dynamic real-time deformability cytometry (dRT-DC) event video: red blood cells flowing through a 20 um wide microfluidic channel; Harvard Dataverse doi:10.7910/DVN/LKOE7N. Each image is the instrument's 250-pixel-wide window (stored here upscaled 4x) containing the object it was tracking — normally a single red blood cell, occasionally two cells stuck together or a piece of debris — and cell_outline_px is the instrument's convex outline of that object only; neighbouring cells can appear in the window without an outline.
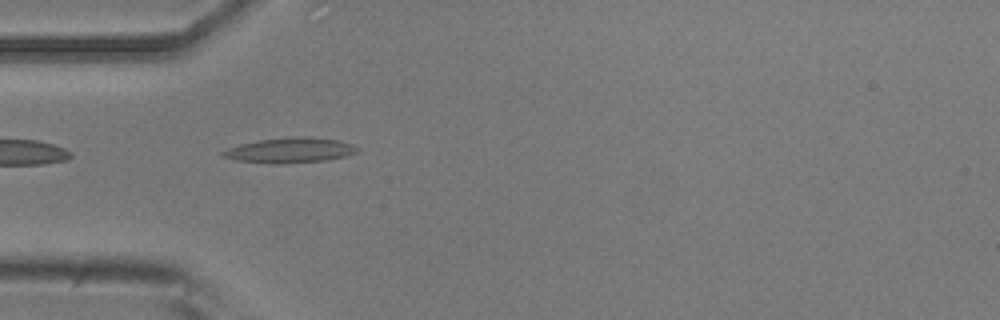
{"species": "common noctule bat (a hibernating species)", "species_latin": "Nyctalus noctula", "temperature_condition": "room temperature", "stored_images_in_passage": 14, "camera_frame_rate_fps": 3000, "um_per_image_px": 0.085, "animal": {"sex": "male", "body_mass_g": 20.5, "forearm_length_mm": 52.5}, "frame": {"image": 1, "passage_image": 4, "time_ms": 4.333, "image_size_px": [1000, 320], "cell_outline_px": [[360, 152], [348, 156], [324, 160], [272, 164], [236, 160], [220, 156], [220, 152], [228, 148], [240, 144], [260, 140], [292, 136], [308, 136], [336, 140], [352, 144], [360, 148]], "centroid_in_image_um": [24.67, 12.77], "position_along_channel_um": 60.3, "area_um2": 19.77}}
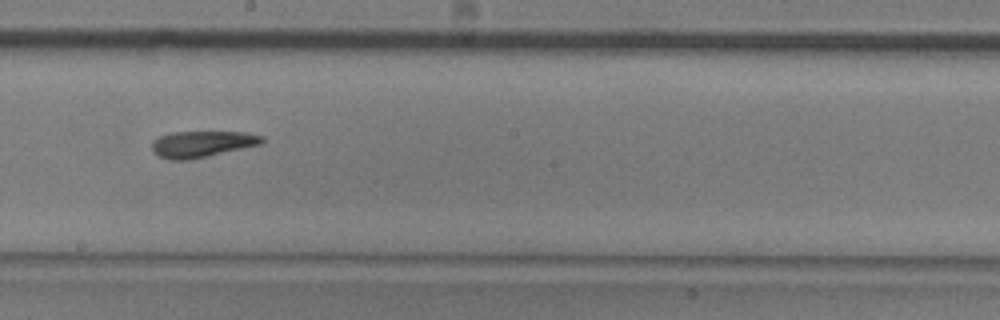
{"frame": {"image": 2, "passage_image": 8, "time_ms": 9.0, "image_size_px": [1000, 320], "cell_outline_px": [[264, 140], [260, 144], [192, 160], [168, 160], [152, 152], [152, 140], [160, 136], [172, 132], [244, 132], [264, 136]], "centroid_in_image_um": [17.14, 12.25], "position_along_channel_um": 231.1, "area_um2": 16.94}}
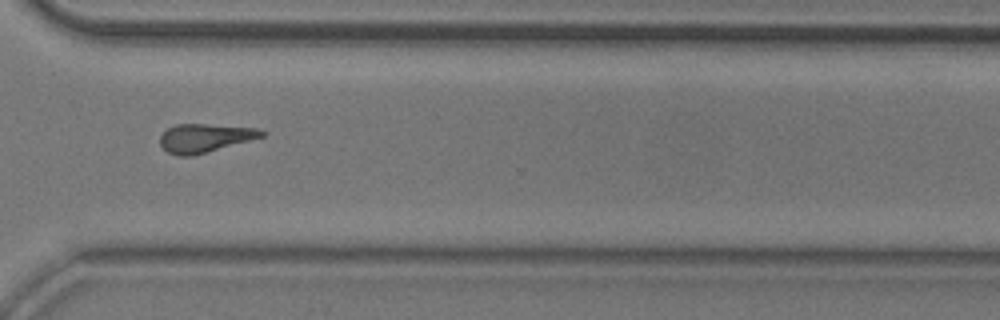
{"frame": {"image": 3, "passage_image": 11, "time_ms": 12.333, "image_size_px": [1000, 320], "cell_outline_px": [[268, 132], [264, 136], [192, 156], [176, 156], [168, 152], [160, 144], [160, 136], [168, 128], [176, 124], [204, 124], [256, 128]], "centroid_in_image_um": [17.4, 11.73], "position_along_channel_um": 353.2, "area_um2": 16.7}, "authors_computed_cell_mechanics": {"area_um2": 16.9065, "velocity_mm_per_s": 3.6804, "shape_relaxation_time_tau1_ms": 10.3796, "shape_relaxation_time_tau2_ms": null, "deformation_change_tau1": 0.2068, "deformation_change_tau2": null}}